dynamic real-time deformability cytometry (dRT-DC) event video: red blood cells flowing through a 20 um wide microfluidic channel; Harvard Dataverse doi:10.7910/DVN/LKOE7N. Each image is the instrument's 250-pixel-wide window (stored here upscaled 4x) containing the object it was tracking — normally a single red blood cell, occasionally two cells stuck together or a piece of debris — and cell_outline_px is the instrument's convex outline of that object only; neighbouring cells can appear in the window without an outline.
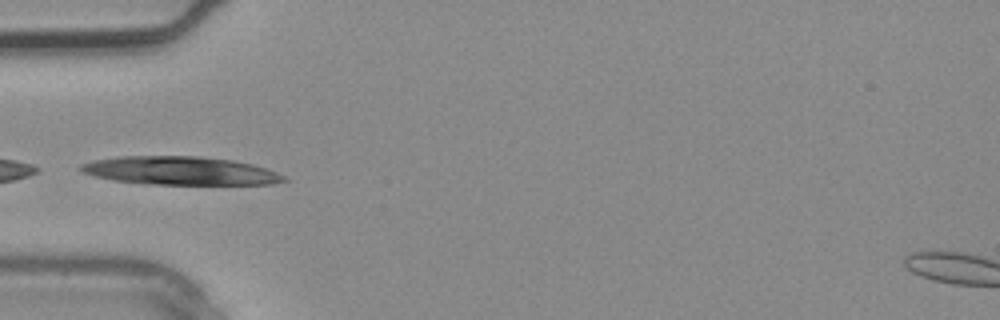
{"species": "common noctule bat (a hibernating species)", "species_latin": "Nyctalus noctula", "temperature_condition": "warm", "stored_images_in_passage": 3, "camera_frame_rate_fps": 3000, "um_per_image_px": 0.085, "animal": {"sex": "male", "body_mass_g": 20.4}, "frame": {"image": 1, "passage_image": 3, "time_ms": 0.667, "image_size_px": [1000, 320], "cell_outline_px": [[288, 180], [272, 184], [148, 184], [112, 180], [92, 176], [80, 172], [76, 168], [80, 164], [92, 160], [120, 156], [200, 156], [232, 160], [252, 164], [276, 172], [284, 176]], "centroid_in_image_um": [15.23, 14.51], "position_along_channel_um": 69.8, "area_um2": 33.7}}